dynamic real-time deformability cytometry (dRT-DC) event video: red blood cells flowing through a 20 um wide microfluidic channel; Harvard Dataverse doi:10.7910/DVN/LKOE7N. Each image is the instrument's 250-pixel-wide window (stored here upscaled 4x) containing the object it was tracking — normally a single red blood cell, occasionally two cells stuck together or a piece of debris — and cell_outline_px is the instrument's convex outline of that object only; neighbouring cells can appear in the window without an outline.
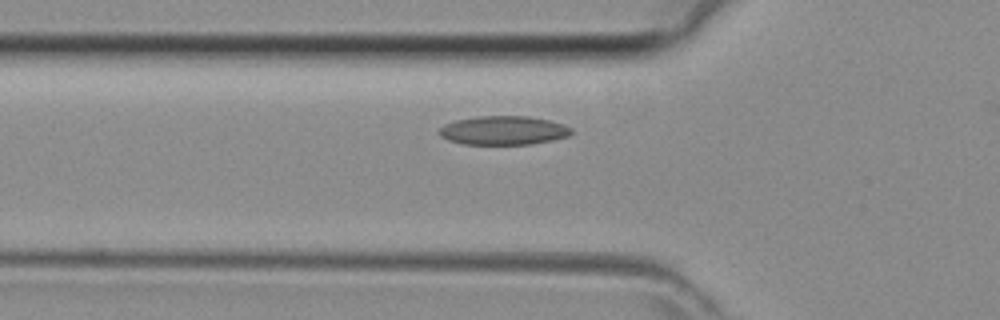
{"species": "common noctule bat (a hibernating species)", "species_latin": "Nyctalus noctula", "temperature_condition": "room temperature", "stored_images_in_passage": 32, "camera_frame_rate_fps": 3000, "um_per_image_px": 0.085, "animal": {"sex": "female", "body_mass_g": 29.2, "forearm_length_mm": 56.3}, "frame": {"image": 1, "passage_image": 7, "time_ms": 2.0, "image_size_px": [1000, 320], "cell_outline_px": [[572, 132], [568, 136], [552, 140], [532, 144], [464, 144], [448, 140], [440, 136], [440, 128], [444, 124], [456, 120], [476, 116], [528, 116], [548, 120], [564, 124], [572, 128]], "centroid_in_image_um": [42.8, 11.08], "position_along_channel_um": 83.0, "area_um2": 22.2}}
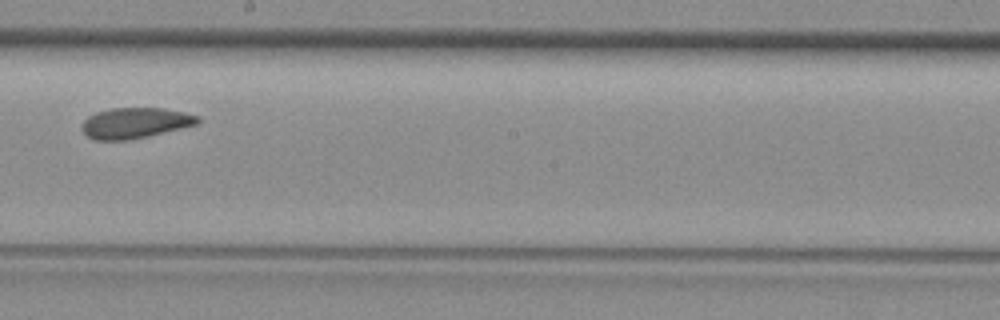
{"frame": {"image": 2, "passage_image": 17, "time_ms": 5.333, "image_size_px": [1000, 320], "cell_outline_px": [[200, 120], [196, 124], [148, 136], [128, 140], [96, 140], [88, 136], [80, 128], [84, 120], [88, 116], [96, 112], [112, 108], [164, 108], [184, 112], [200, 116]], "centroid_in_image_um": [11.46, 10.44], "position_along_channel_um": 236.7, "area_um2": 20.58}}
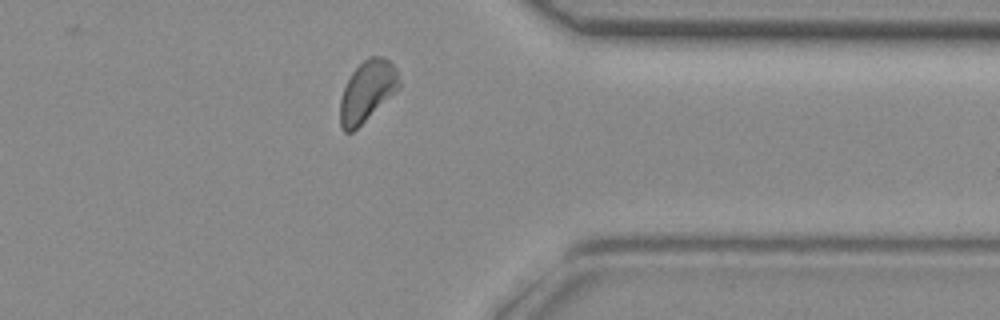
{"frame": {"image": 3, "passage_image": 27, "time_ms": 8.667, "image_size_px": [1000, 320], "cell_outline_px": [[400, 88], [352, 132], [344, 132], [340, 124], [340, 100], [344, 88], [352, 72], [364, 60], [372, 56], [384, 56], [396, 68], [400, 80]], "centroid_in_image_um": [31.22, 7.74], "position_along_channel_um": 380.2, "area_um2": 20.69}}